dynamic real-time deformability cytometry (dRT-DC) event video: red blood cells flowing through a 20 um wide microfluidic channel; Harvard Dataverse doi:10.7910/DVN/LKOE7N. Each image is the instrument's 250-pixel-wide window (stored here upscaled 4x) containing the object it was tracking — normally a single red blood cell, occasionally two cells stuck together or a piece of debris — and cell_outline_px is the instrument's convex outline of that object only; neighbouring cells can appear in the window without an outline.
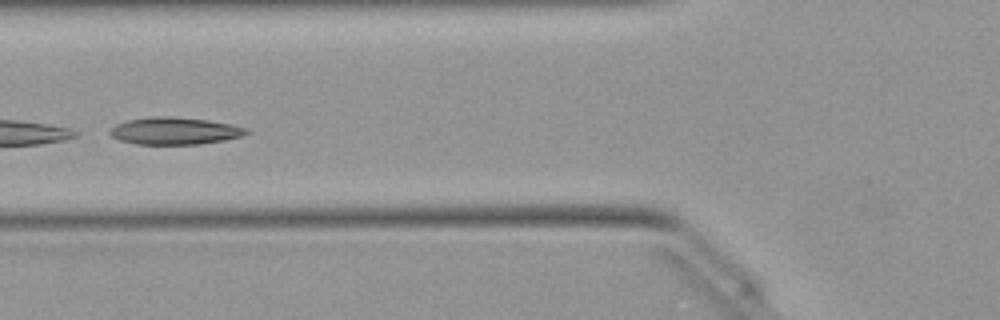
{"species": "Egyptian fruit bat (a non-hibernating species)", "species_latin": "Rousettus aegyptiacus", "temperature_condition": "warm", "stored_images_in_passage": 14, "camera_frame_rate_fps": 3000, "um_per_image_px": 0.085, "animal": {"sex": "female"}, "frame": {"image": 1, "passage_image": 10, "time_ms": 3.0, "image_size_px": [1000, 320], "cell_outline_px": [[248, 132], [240, 136], [224, 140], [200, 144], [136, 144], [120, 140], [112, 136], [108, 132], [116, 124], [128, 120], [148, 116], [172, 116], [208, 120], [232, 124], [248, 128]], "centroid_in_image_um": [14.84, 11.12], "position_along_channel_um": 111.0, "area_um2": 21.62}}